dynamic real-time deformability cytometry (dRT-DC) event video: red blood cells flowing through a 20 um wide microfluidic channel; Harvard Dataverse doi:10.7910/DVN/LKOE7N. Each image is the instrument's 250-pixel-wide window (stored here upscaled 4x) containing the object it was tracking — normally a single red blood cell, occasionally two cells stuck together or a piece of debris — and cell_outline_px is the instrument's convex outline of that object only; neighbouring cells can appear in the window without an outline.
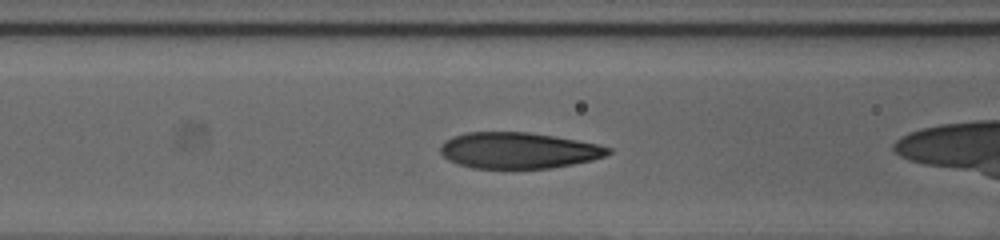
{"species": "human", "species_latin": "Homo sapiens", "temperature_condition": "cold", "stored_images_in_passage": 28, "camera_frame_rate_fps": 3000, "um_per_image_px": 0.085, "donor": {"sex": "female"}, "frame": {"image": 1, "passage_image": 7, "time_ms": 2.0, "image_size_px": [1000, 240], "cell_outline_px": [[612, 152], [604, 156], [592, 160], [552, 168], [472, 168], [448, 160], [440, 152], [440, 148], [444, 140], [452, 136], [468, 132], [528, 132], [576, 140], [596, 144], [612, 148]], "centroid_in_image_um": [44.05, 12.78], "position_along_channel_um": 122.6, "area_um2": 35.14}}
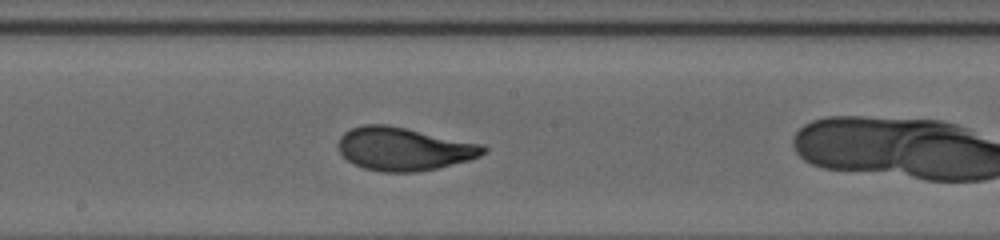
{"frame": {"image": 2, "passage_image": 14, "time_ms": 4.333, "image_size_px": [1000, 240], "cell_outline_px": [[488, 148], [480, 156], [468, 160], [420, 172], [384, 172], [364, 168], [348, 160], [340, 152], [340, 136], [344, 132], [352, 128], [364, 124], [388, 124], [484, 144]], "centroid_in_image_um": [34.36, 12.64], "position_along_channel_um": 213.8, "area_um2": 36.36}}
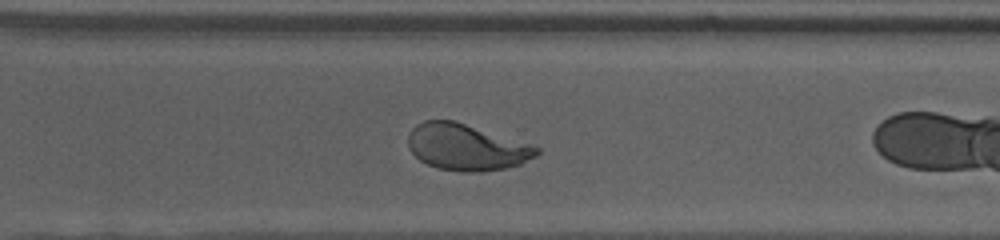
{"frame": {"image": 3, "passage_image": 23, "time_ms": 7.333, "image_size_px": [1000, 240], "cell_outline_px": [[540, 152], [536, 156], [520, 164], [508, 168], [480, 172], [460, 172], [440, 168], [428, 164], [420, 160], [408, 148], [408, 132], [416, 124], [424, 120], [452, 120], [532, 144], [540, 148]], "centroid_in_image_um": [39.65, 12.51], "position_along_channel_um": 331.0, "area_um2": 34.8}}